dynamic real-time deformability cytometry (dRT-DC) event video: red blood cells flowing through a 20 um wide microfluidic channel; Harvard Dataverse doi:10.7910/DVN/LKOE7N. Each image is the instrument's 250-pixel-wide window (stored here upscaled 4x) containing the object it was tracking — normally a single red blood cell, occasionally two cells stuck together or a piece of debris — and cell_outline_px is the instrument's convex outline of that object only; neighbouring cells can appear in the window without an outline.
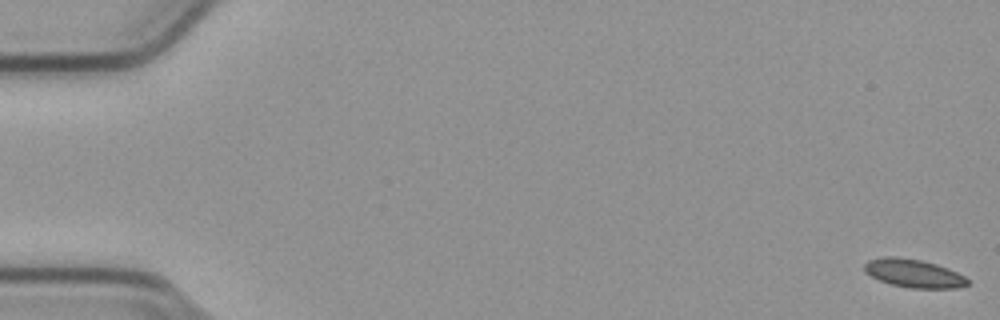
{"species": "common noctule bat (a hibernating species)", "species_latin": "Nyctalus noctula", "temperature_condition": "cold", "stored_images_in_passage": 9, "camera_frame_rate_fps": 3000, "um_per_image_px": 0.085, "animal": {"sex": "male", "body_mass_g": 23.1, "forearm_length_mm": 52.7}, "frame": {"image": 1, "passage_image": 1, "time_ms": 0.0, "image_size_px": [1000, 320], "cell_outline_px": [[968, 284], [956, 288], [912, 288], [892, 284], [880, 280], [864, 272], [864, 264], [868, 260], [884, 256], [896, 256], [920, 260], [936, 264], [948, 268], [964, 276], [968, 280]], "centroid_in_image_um": [77.64, 23.22], "position_along_channel_um": 7.4, "area_um2": 16.88}}